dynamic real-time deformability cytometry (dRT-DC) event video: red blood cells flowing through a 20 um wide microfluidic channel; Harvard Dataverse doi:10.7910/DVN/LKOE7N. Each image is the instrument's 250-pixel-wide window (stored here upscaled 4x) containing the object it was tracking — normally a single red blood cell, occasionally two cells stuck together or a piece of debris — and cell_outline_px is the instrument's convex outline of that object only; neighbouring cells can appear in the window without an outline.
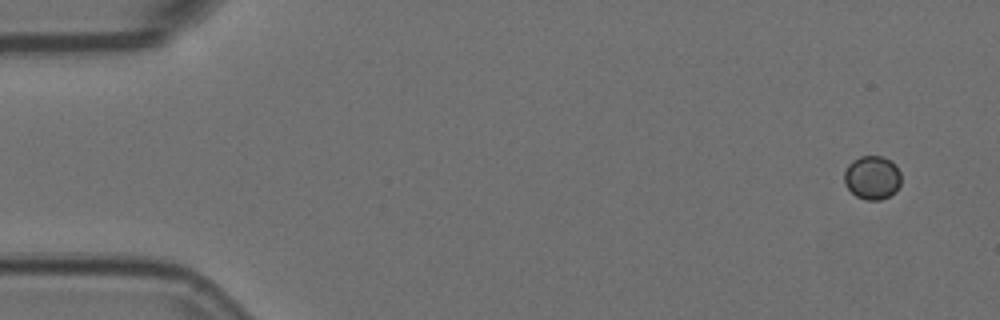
{"species": "Egyptian fruit bat (a non-hibernating species)", "species_latin": "Rousettus aegyptiacus", "temperature_condition": "room temperature", "stored_images_in_passage": 6, "camera_frame_rate_fps": 3000, "um_per_image_px": 0.085, "animal": {"sex": "female"}, "frame": {"image": 1, "passage_image": 1, "time_ms": 0.0, "image_size_px": [1000, 320], "cell_outline_px": [[900, 184], [896, 192], [880, 200], [864, 200], [856, 196], [844, 184], [844, 172], [848, 164], [852, 160], [860, 156], [884, 156], [892, 160], [896, 164], [900, 172]], "centroid_in_image_um": [74.14, 15.08], "position_along_channel_um": 10.9, "area_um2": 14.74}}
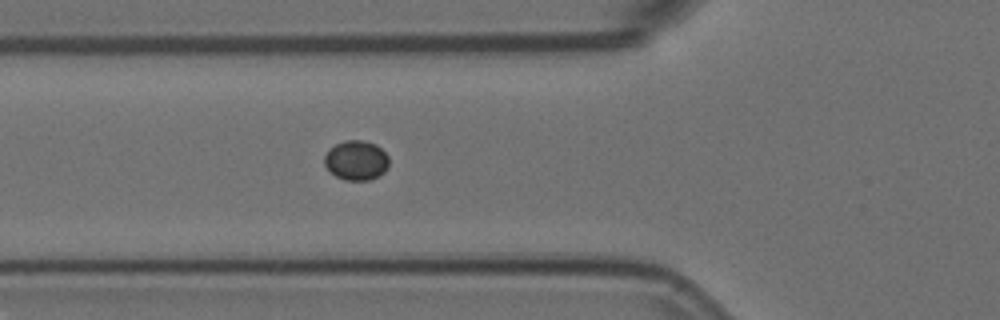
{"frame": {"image": 2, "passage_image": 6, "time_ms": 1.667, "image_size_px": [1000, 320], "cell_outline_px": [[388, 168], [384, 172], [368, 180], [344, 180], [336, 176], [324, 164], [324, 156], [328, 148], [344, 140], [360, 140], [376, 144], [388, 156]], "centroid_in_image_um": [30.26, 13.61], "position_along_channel_um": 95.5, "area_um2": 14.85}}